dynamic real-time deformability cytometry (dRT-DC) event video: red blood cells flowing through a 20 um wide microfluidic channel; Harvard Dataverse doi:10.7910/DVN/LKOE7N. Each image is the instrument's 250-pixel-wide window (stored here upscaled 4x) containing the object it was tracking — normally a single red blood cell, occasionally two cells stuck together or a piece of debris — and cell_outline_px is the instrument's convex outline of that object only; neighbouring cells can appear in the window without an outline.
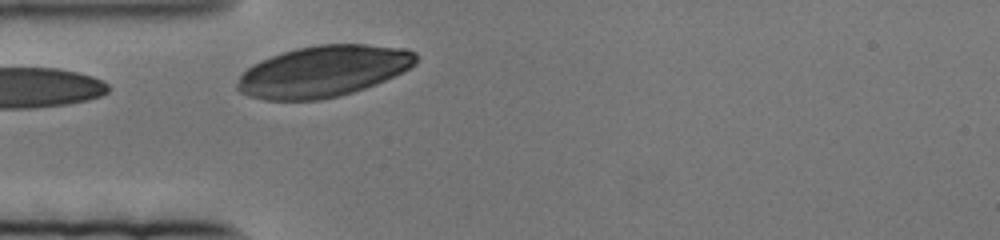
{"species": "human", "species_latin": "Homo sapiens", "temperature_condition": "cold", "stored_images_in_passage": 26, "camera_frame_rate_fps": 3000, "um_per_image_px": 0.085, "donor": {"sex": "female"}, "frame": {"image": 1, "passage_image": 1, "time_ms": 0.0, "image_size_px": [1000, 240], "cell_outline_px": [[416, 64], [376, 84], [340, 96], [320, 100], [264, 100], [248, 96], [240, 92], [236, 88], [236, 84], [240, 76], [248, 68], [260, 60], [296, 48], [320, 44], [364, 44], [404, 48], [416, 52]], "centroid_in_image_um": [27.46, 6.06], "position_along_channel_um": 57.5, "area_um2": 53.12}}
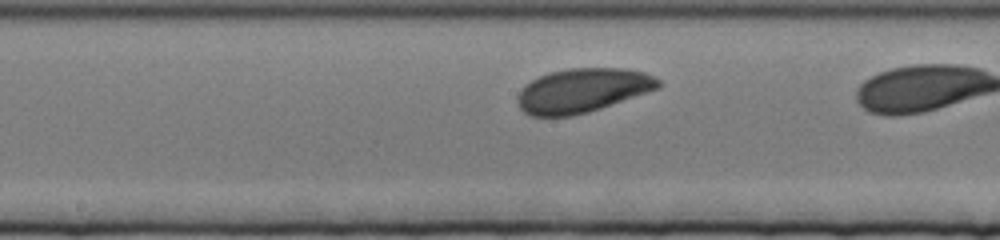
{"frame": {"image": 2, "passage_image": 12, "time_ms": 3.667, "image_size_px": [1000, 240], "cell_outline_px": [[660, 88], [588, 112], [572, 116], [528, 116], [520, 108], [520, 92], [532, 80], [540, 76], [552, 72], [568, 68], [624, 68], [644, 72], [660, 80]], "centroid_in_image_um": [49.55, 7.69], "position_along_channel_um": 198.6, "area_um2": 35.66}}
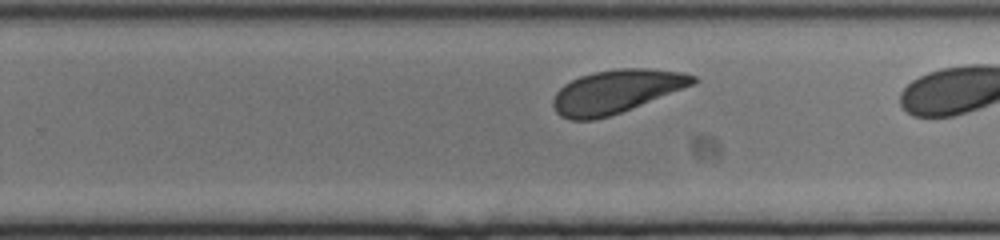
{"frame": {"image": 3, "passage_image": 22, "time_ms": 7.0, "image_size_px": [1000, 240], "cell_outline_px": [[696, 80], [692, 84], [632, 108], [608, 116], [592, 120], [572, 120], [560, 116], [556, 112], [552, 104], [552, 100], [556, 92], [564, 84], [580, 76], [596, 72], [620, 68], [648, 68], [684, 72], [696, 76]], "centroid_in_image_um": [52.33, 7.77], "position_along_channel_um": 277.5, "area_um2": 34.85}}